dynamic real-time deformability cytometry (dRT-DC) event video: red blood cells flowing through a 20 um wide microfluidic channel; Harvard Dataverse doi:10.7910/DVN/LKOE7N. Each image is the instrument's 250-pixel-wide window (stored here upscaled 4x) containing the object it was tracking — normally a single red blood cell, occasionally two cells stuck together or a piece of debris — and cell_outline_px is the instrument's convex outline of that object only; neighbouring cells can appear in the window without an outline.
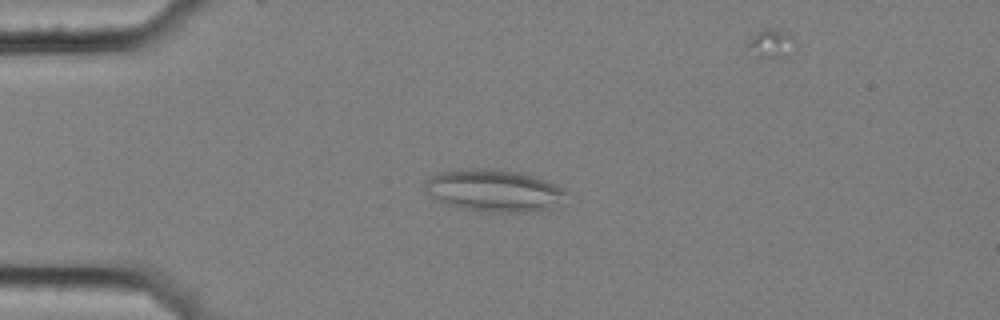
{"species": "common noctule bat (a hibernating species)", "species_latin": "Nyctalus noctula", "temperature_condition": "cold", "stored_images_in_passage": 39, "segment_of_instrument_passage": [1, 2], "camera_frame_rate_fps": 3000, "um_per_image_px": 0.085, "animal": {"sex": "female", "body_mass_g": 25.1}, "frame": {"image": 1, "passage_image": 2, "time_ms": 0.333, "image_size_px": [1000, 320], "cell_outline_px": [[572, 192], [568, 204], [536, 212], [492, 212], [460, 208], [448, 204], [432, 196], [424, 188], [424, 184], [432, 176], [440, 172], [460, 168], [488, 168], [520, 172], [556, 184]], "centroid_in_image_um": [42.16, 16.21], "position_along_channel_um": 42.8, "area_um2": 35.49}}